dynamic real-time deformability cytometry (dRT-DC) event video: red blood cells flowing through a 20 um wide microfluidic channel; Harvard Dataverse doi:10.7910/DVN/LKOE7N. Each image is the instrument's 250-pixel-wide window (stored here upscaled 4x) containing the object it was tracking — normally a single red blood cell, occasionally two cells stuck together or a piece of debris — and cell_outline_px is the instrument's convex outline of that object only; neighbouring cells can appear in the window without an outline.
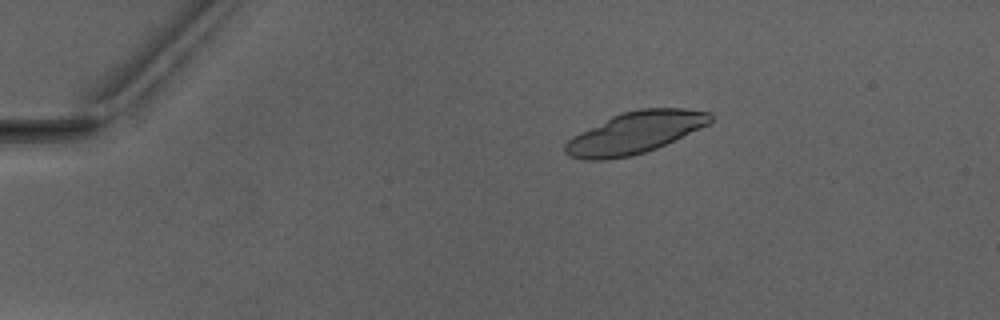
{"species": "Egyptian fruit bat (a non-hibernating species)", "species_latin": "Rousettus aegyptiacus", "temperature_condition": "warm", "stored_images_in_passage": 5, "camera_frame_rate_fps": 3000, "um_per_image_px": 0.085, "animal": {"sex": "male"}, "frame": {"image": 1, "passage_image": 3, "time_ms": 2.667, "image_size_px": [1000, 320], "cell_outline_px": [[712, 120], [708, 124], [656, 148], [632, 156], [604, 160], [584, 160], [568, 156], [564, 152], [564, 144], [572, 136], [620, 112], [640, 108], [684, 108], [712, 112]], "centroid_in_image_um": [53.94, 11.28], "position_along_channel_um": 31.1, "area_um2": 35.2}}